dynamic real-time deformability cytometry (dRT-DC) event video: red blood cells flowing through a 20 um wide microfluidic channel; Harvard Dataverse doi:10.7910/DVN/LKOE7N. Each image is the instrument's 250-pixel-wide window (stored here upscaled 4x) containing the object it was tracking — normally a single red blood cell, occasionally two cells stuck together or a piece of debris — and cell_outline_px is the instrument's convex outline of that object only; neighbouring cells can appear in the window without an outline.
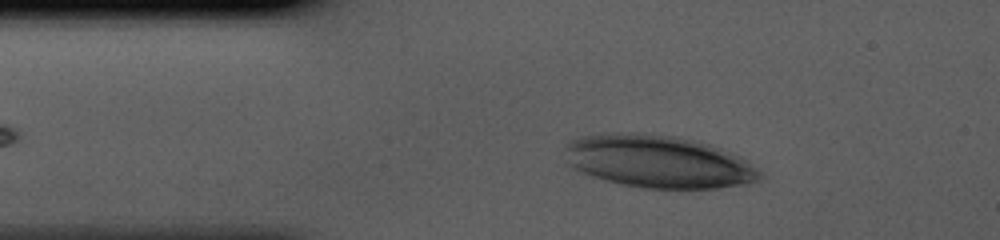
{"species": "human", "species_latin": "Homo sapiens", "temperature_condition": "cold", "stored_images_in_passage": 35, "camera_frame_rate_fps": 3000, "um_per_image_px": 0.085, "donor": {"sex": "male"}, "frame": {"image": 1, "passage_image": 5, "time_ms": 1.333, "image_size_px": [1000, 240], "cell_outline_px": [[764, 176], [760, 180], [748, 184], [720, 188], [640, 188], [620, 184], [604, 180], [580, 172], [572, 168], [568, 164], [564, 148], [576, 136], [604, 132], [644, 132], [676, 136], [708, 144], [720, 148], [740, 156], [760, 172]], "centroid_in_image_um": [55.91, 13.72], "position_along_channel_um": 29.1, "area_um2": 60.52}}
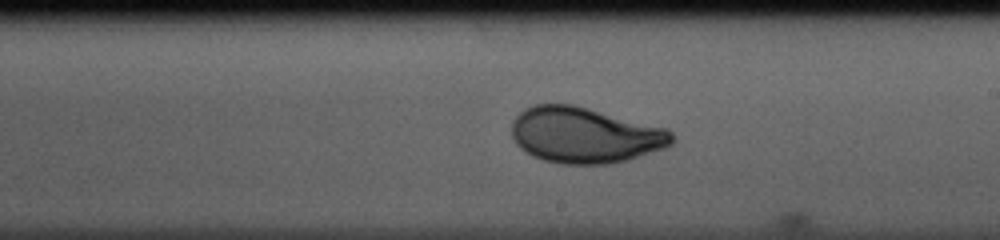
{"frame": {"image": 2, "passage_image": 22, "time_ms": 7.0, "image_size_px": [1000, 240], "cell_outline_px": [[676, 140], [668, 148], [628, 160], [612, 164], [560, 164], [544, 160], [532, 156], [524, 152], [516, 144], [512, 136], [512, 120], [524, 108], [536, 104], [572, 104], [668, 128], [672, 132]], "centroid_in_image_um": [49.74, 11.5], "position_along_channel_um": 239.3, "area_um2": 52.83}}
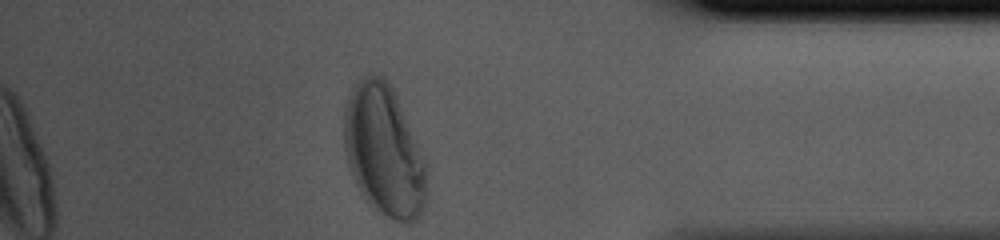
{"frame": {"image": 3, "passage_image": 35, "time_ms": 11.333, "image_size_px": [1000, 240], "cell_outline_px": [[428, 200], [420, 216], [412, 224], [408, 224], [392, 220], [368, 204], [360, 192], [356, 184], [348, 164], [344, 148], [344, 108], [348, 96], [356, 80], [360, 76], [368, 72], [384, 76], [392, 84], [428, 164]], "centroid_in_image_um": [32.68, 12.8], "position_along_channel_um": 402.5, "area_um2": 65.08}}